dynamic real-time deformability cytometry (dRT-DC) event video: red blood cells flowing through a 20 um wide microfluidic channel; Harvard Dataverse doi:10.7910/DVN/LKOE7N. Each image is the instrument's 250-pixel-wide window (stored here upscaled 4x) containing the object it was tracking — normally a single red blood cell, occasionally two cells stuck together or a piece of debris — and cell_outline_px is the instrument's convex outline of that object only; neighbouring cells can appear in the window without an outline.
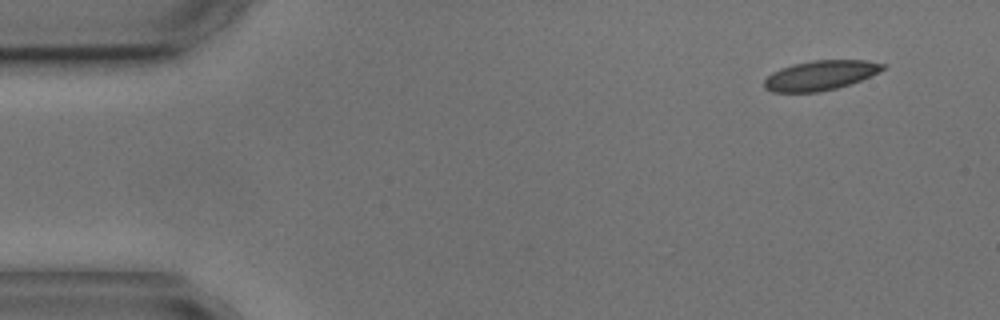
{"species": "common noctule bat (a hibernating species)", "species_latin": "Nyctalus noctula", "temperature_condition": "cold", "stored_images_in_passage": 4, "camera_frame_rate_fps": 3000, "um_per_image_px": 0.085, "animal": {"sex": "male", "body_mass_g": 17.9, "forearm_length_mm": 54.2}, "frame": {"image": 1, "passage_image": 1, "time_ms": 0.0, "image_size_px": [1000, 320], "cell_outline_px": [[888, 64], [884, 68], [860, 80], [836, 88], [816, 92], [772, 92], [764, 88], [764, 80], [772, 72], [792, 64], [812, 60], [864, 60]], "centroid_in_image_um": [69.69, 6.4], "position_along_channel_um": 15.3, "area_um2": 20.29}}
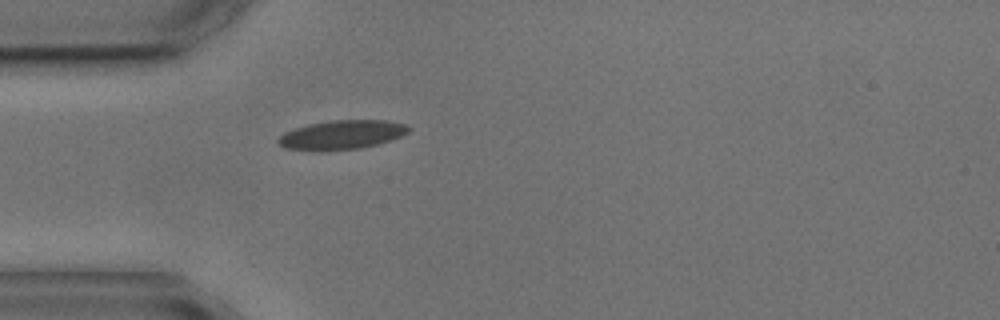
{"frame": {"image": 2, "passage_image": 4, "time_ms": 3.667, "image_size_px": [1000, 320], "cell_outline_px": [[412, 128], [408, 132], [400, 136], [376, 144], [360, 148], [312, 152], [284, 148], [276, 140], [284, 132], [308, 124], [332, 120], [384, 120], [404, 124]], "centroid_in_image_um": [28.99, 11.47], "position_along_channel_um": 56.0, "area_um2": 22.14}}